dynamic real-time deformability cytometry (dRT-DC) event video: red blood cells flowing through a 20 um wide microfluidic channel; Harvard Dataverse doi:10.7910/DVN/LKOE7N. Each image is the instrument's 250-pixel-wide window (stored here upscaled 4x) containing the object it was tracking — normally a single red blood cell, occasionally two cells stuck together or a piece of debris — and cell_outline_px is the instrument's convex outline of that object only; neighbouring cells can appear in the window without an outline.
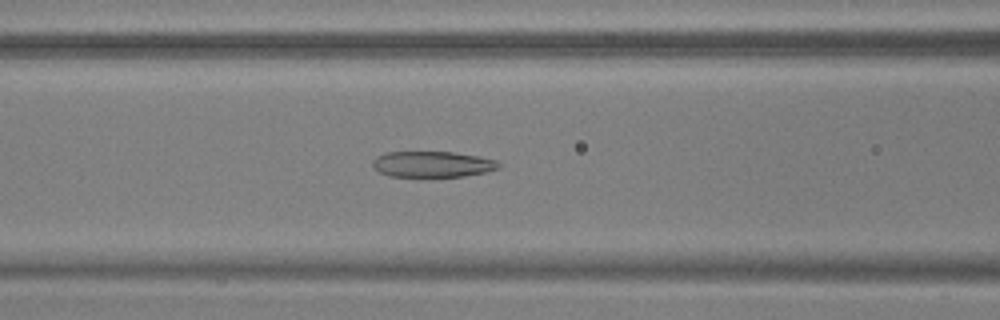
{"species": "common noctule bat (a hibernating species)", "species_latin": "Nyctalus noctula", "temperature_condition": "warm", "stored_images_in_passage": 39, "camera_frame_rate_fps": 3000, "um_per_image_px": 0.085, "animal": {"sex": "male", "body_mass_g": 17.9, "forearm_length_mm": 54.2}, "frame": {"image": 1, "passage_image": 8, "time_ms": 2.333, "image_size_px": [1000, 320], "cell_outline_px": [[500, 168], [488, 172], [464, 176], [388, 176], [380, 172], [372, 164], [372, 160], [376, 156], [384, 152], [452, 152], [480, 156], [496, 160], [500, 164]], "centroid_in_image_um": [36.78, 13.95], "position_along_channel_um": 129.8, "area_um2": 19.07}}
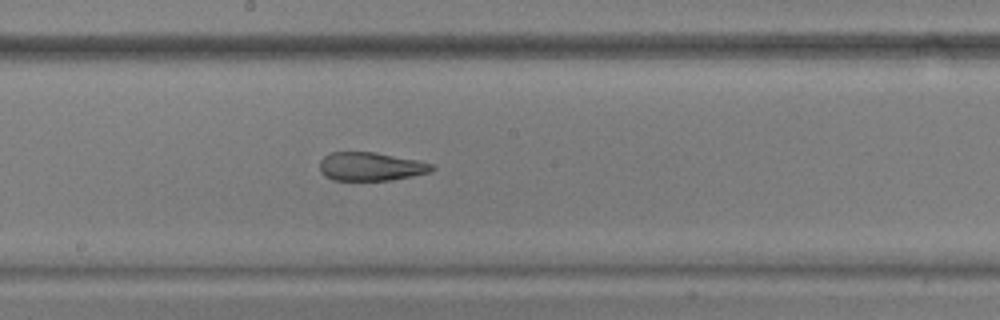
{"frame": {"image": 2, "passage_image": 15, "time_ms": 4.667, "image_size_px": [1000, 320], "cell_outline_px": [[436, 168], [428, 172], [412, 176], [392, 180], [332, 180], [324, 176], [320, 172], [320, 160], [324, 156], [332, 152], [376, 152], [420, 160], [432, 164]], "centroid_in_image_um": [31.51, 14.15], "position_along_channel_um": 216.7, "area_um2": 18.79}}
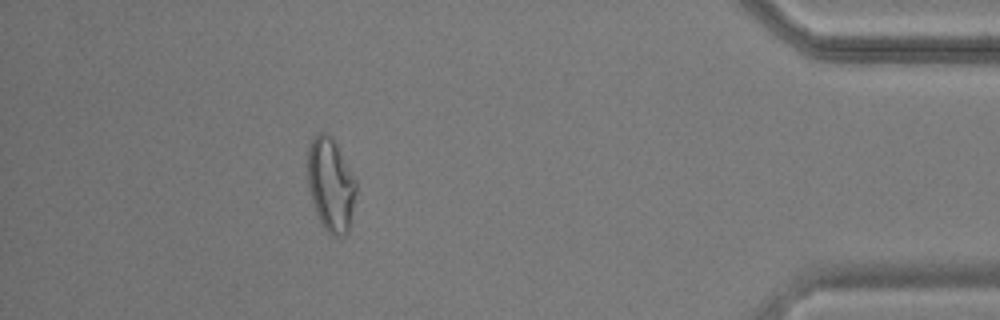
{"frame": {"image": 3, "passage_image": 34, "time_ms": 11.0, "image_size_px": [1000, 320], "cell_outline_px": [[356, 192], [348, 232], [344, 236], [332, 236], [324, 228], [312, 204], [308, 184], [308, 148], [312, 140], [320, 132], [324, 132], [332, 136], [356, 180]], "centroid_in_image_um": [28.11, 15.71], "position_along_channel_um": 407.1, "area_um2": 26.24}, "authors_computed_cell_mechanics": {"area_um2": 20.808, "velocity_mm_per_s": 3.7213, "shape_relaxation_time_tau1_ms": null, "shape_relaxation_time_tau2_ms": 2.3079, "deformation_change_tau1": null, "deformation_change_tau2": 0.1008}}